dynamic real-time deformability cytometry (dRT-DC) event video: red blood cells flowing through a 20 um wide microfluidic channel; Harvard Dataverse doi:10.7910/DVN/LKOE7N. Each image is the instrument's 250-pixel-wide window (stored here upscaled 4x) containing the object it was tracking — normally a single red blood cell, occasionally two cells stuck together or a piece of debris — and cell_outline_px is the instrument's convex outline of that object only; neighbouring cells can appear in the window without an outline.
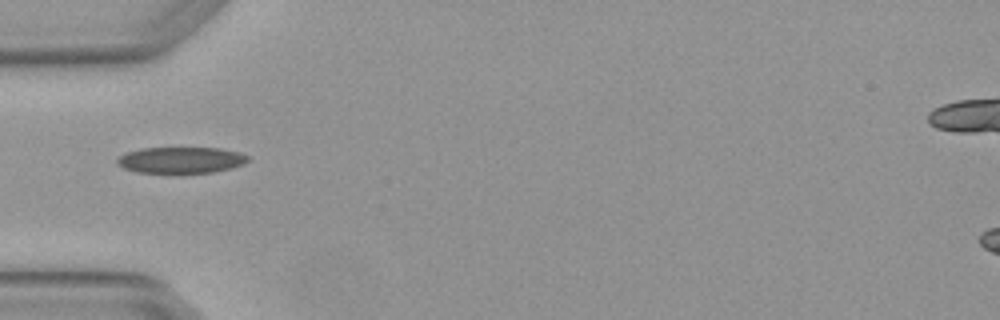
{"species": "Egyptian fruit bat (a non-hibernating species)", "species_latin": "Rousettus aegyptiacus", "temperature_condition": "warm", "stored_images_in_passage": 1, "camera_frame_rate_fps": 3000, "um_per_image_px": 0.085, "animal": {"sex": "female"}, "frame": {"image": 1, "passage_image": 1, "time_ms": 0.0, "image_size_px": [1000, 320], "cell_outline_px": [[248, 160], [244, 164], [232, 168], [212, 172], [136, 172], [124, 168], [116, 164], [116, 160], [120, 156], [128, 152], [144, 148], [220, 148], [240, 152], [248, 156]], "centroid_in_image_um": [15.4, 13.6], "position_along_channel_um": 69.6, "area_um2": 19.77}}